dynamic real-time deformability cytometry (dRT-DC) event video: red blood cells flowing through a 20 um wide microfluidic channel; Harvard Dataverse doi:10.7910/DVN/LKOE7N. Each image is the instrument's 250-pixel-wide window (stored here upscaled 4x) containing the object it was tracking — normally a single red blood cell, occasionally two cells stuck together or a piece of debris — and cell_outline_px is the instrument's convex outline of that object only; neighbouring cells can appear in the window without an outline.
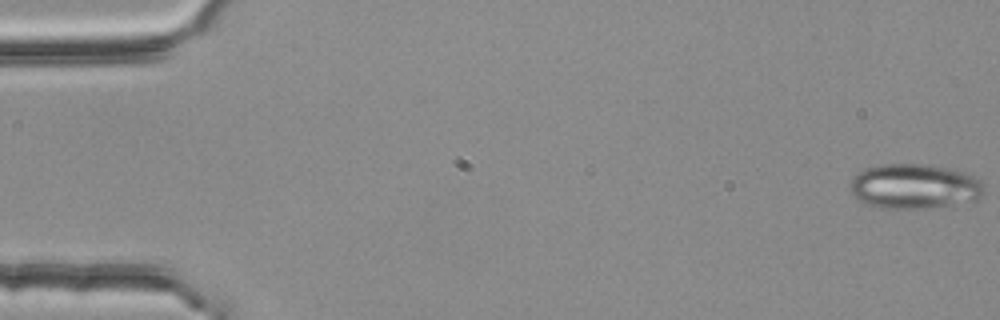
{"species": "common noctule bat (a hibernating species)", "species_latin": "Nyctalus noctula", "temperature_condition": "room temperature", "stored_images_in_passage": 54, "camera_frame_rate_fps": 3000, "um_per_image_px": 0.085, "animal": {"sex": "female", "body_mass_g": 25.1}, "frame": {"image": 1, "passage_image": 1, "time_ms": 0.0, "image_size_px": [1000, 320], "cell_outline_px": [[984, 192], [976, 200], [924, 208], [880, 208], [864, 204], [852, 192], [852, 180], [856, 172], [864, 168], [884, 164], [928, 164], [948, 168], [964, 172], [980, 180], [984, 184]], "centroid_in_image_um": [77.72, 15.83], "position_along_channel_um": 7.3, "area_um2": 34.8}}
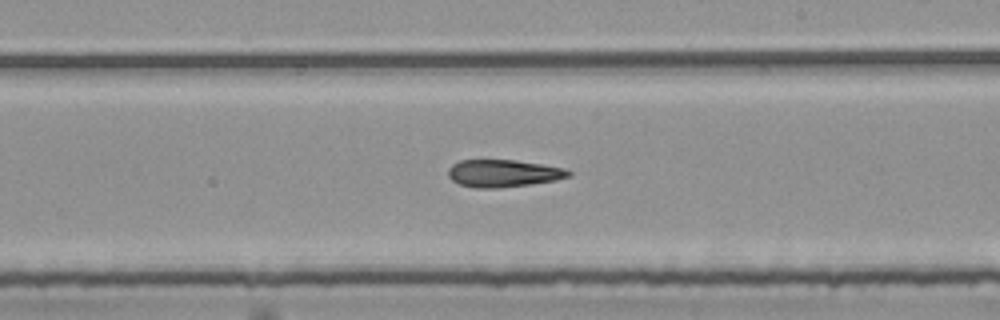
{"frame": {"image": 2, "passage_image": 32, "time_ms": 10.333, "image_size_px": [1000, 320], "cell_outline_px": [[572, 176], [556, 180], [532, 184], [496, 188], [476, 188], [460, 184], [452, 180], [448, 176], [448, 168], [452, 164], [460, 160], [516, 160], [564, 168], [572, 172]], "centroid_in_image_um": [42.78, 14.73], "position_along_channel_um": 246.2, "area_um2": 19.25}}
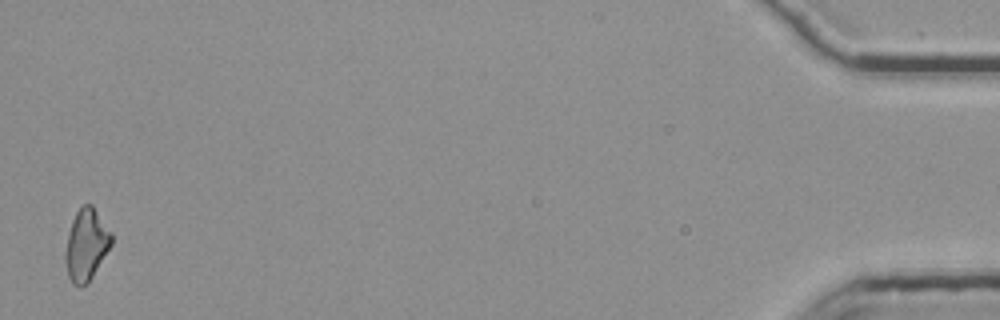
{"frame": {"image": 3, "passage_image": 54, "time_ms": 17.667, "image_size_px": [1000, 320], "cell_outline_px": [[112, 244], [88, 284], [72, 284], [68, 276], [64, 260], [64, 252], [68, 232], [72, 220], [76, 212], [84, 204], [92, 204], [112, 232]], "centroid_in_image_um": [7.33, 20.79], "position_along_channel_um": 427.9, "area_um2": 19.36}}